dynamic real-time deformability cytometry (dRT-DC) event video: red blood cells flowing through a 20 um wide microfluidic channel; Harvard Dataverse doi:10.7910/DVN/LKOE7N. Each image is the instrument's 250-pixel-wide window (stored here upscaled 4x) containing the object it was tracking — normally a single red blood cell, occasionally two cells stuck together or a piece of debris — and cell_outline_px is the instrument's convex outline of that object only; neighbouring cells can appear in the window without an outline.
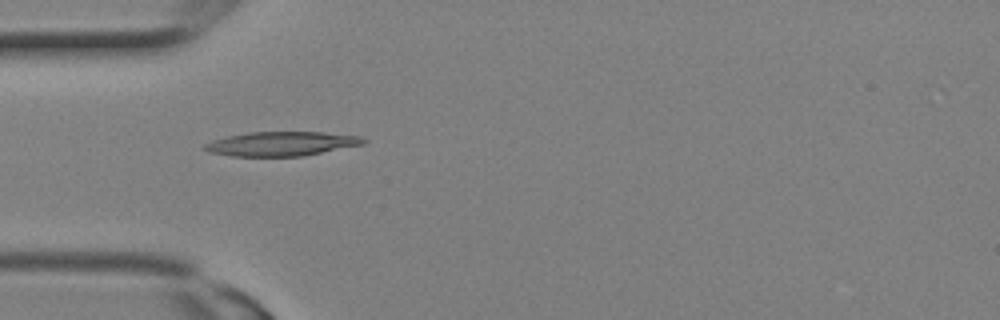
{"species": "Egyptian fruit bat (a non-hibernating species)", "species_latin": "Rousettus aegyptiacus", "temperature_condition": "room temperature", "stored_images_in_passage": 4, "camera_frame_rate_fps": 3000, "um_per_image_px": 0.085, "animal": {"sex": "female"}, "frame": {"image": 1, "passage_image": 4, "time_ms": 1.0, "image_size_px": [1000, 320], "cell_outline_px": [[368, 140], [364, 144], [304, 156], [232, 156], [212, 152], [204, 148], [204, 144], [212, 140], [228, 136], [248, 132], [324, 132], [364, 136]], "centroid_in_image_um": [24.0, 12.21], "position_along_channel_um": 61.0, "area_um2": 22.48}}